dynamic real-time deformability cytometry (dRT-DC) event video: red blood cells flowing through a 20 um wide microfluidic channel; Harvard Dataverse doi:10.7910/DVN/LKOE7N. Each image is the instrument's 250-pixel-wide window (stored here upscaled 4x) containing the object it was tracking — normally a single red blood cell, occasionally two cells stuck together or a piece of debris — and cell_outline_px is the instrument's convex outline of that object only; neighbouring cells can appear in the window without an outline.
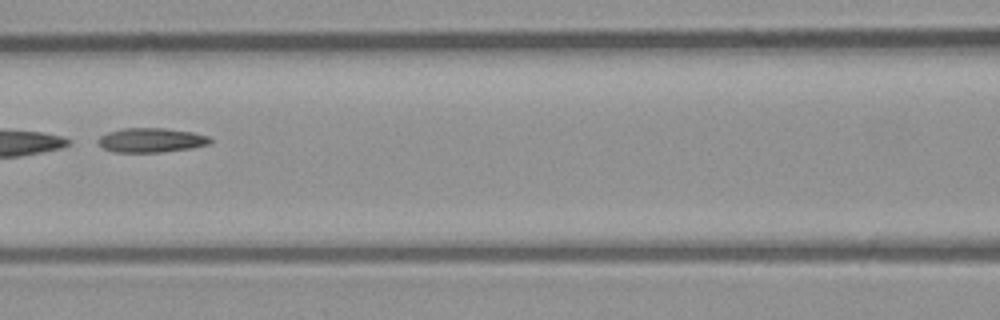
{"species": "common noctule bat (a hibernating species)", "species_latin": "Nyctalus noctula", "temperature_condition": "room temperature", "stored_images_in_passage": 6, "camera_frame_rate_fps": 3000, "um_per_image_px": 0.085, "animal": {"sex": "male", "body_mass_g": 23.1, "forearm_length_mm": 52.7}, "frame": {"image": 1, "passage_image": 6, "time_ms": 1.667, "image_size_px": [1000, 320], "cell_outline_px": [[212, 140], [208, 144], [192, 148], [160, 152], [112, 152], [96, 144], [96, 140], [100, 136], [108, 132], [124, 128], [164, 128], [192, 132], [208, 136]], "centroid_in_image_um": [12.8, 11.91], "position_along_channel_um": 153.8, "area_um2": 15.95}}